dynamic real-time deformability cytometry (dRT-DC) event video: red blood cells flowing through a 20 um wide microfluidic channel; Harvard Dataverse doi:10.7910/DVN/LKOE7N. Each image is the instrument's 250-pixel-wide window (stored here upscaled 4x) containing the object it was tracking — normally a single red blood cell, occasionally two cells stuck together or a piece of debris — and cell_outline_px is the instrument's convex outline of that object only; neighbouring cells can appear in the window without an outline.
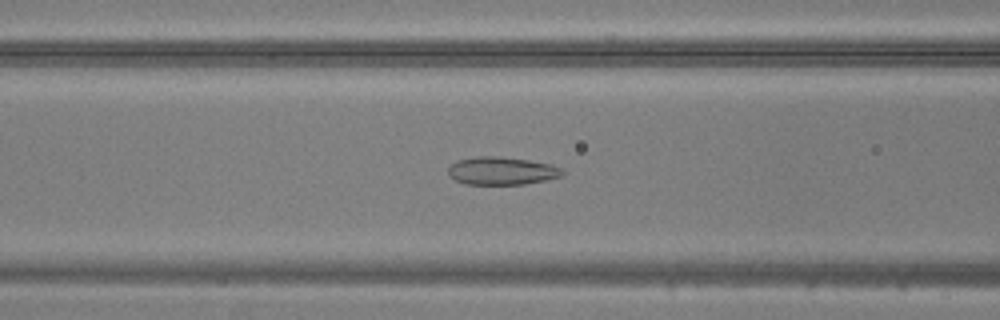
{"species": "common noctule bat (a hibernating species)", "species_latin": "Nyctalus noctula", "temperature_condition": "warm", "stored_images_in_passage": 49, "camera_frame_rate_fps": 3000, "um_per_image_px": 0.085, "animal": {"sex": "male", "body_mass_g": 20.5, "forearm_length_mm": 52.5}, "frame": {"image": 1, "passage_image": 20, "time_ms": 6.333, "image_size_px": [1000, 320], "cell_outline_px": [[564, 172], [560, 176], [544, 180], [524, 184], [464, 184], [456, 180], [448, 172], [448, 168], [452, 164], [460, 160], [472, 156], [496, 156], [528, 160], [552, 164], [560, 168]], "centroid_in_image_um": [42.64, 14.51], "position_along_channel_um": 124.0, "area_um2": 18.32}}
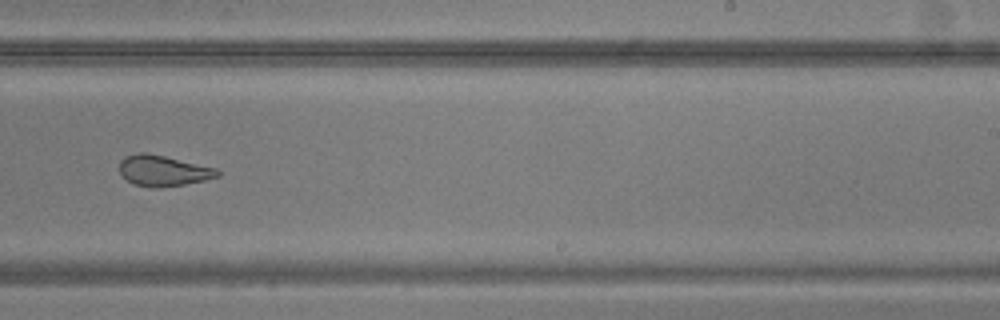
{"frame": {"image": 2, "passage_image": 31, "time_ms": 10.0, "image_size_px": [1000, 320], "cell_outline_px": [[220, 176], [204, 180], [184, 184], [156, 188], [152, 188], [132, 184], [120, 172], [120, 160], [124, 156], [136, 152], [144, 152], [164, 156], [216, 168], [220, 172]], "centroid_in_image_um": [13.84, 14.51], "position_along_channel_um": 275.2, "area_um2": 17.51}}
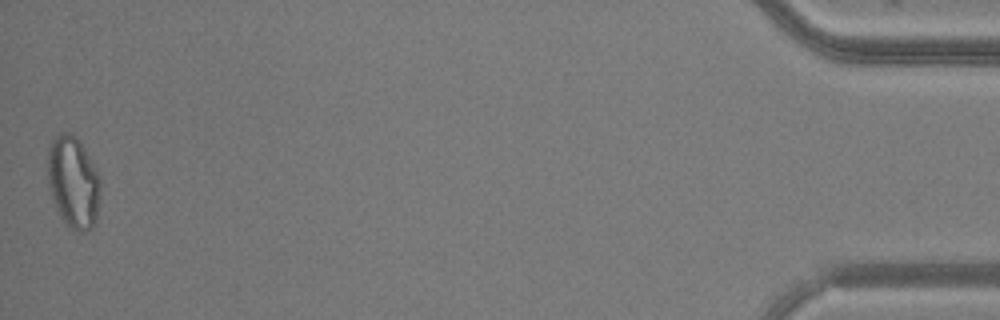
{"frame": {"image": 3, "passage_image": 49, "time_ms": 16.0, "image_size_px": [1000, 320], "cell_outline_px": [[100, 184], [96, 220], [92, 228], [84, 232], [80, 232], [72, 228], [60, 216], [52, 196], [48, 180], [48, 152], [52, 140], [60, 132], [72, 132], [76, 136], [88, 156], [100, 180]], "centroid_in_image_um": [6.22, 15.47], "position_along_channel_um": 429.0, "area_um2": 27.57}}